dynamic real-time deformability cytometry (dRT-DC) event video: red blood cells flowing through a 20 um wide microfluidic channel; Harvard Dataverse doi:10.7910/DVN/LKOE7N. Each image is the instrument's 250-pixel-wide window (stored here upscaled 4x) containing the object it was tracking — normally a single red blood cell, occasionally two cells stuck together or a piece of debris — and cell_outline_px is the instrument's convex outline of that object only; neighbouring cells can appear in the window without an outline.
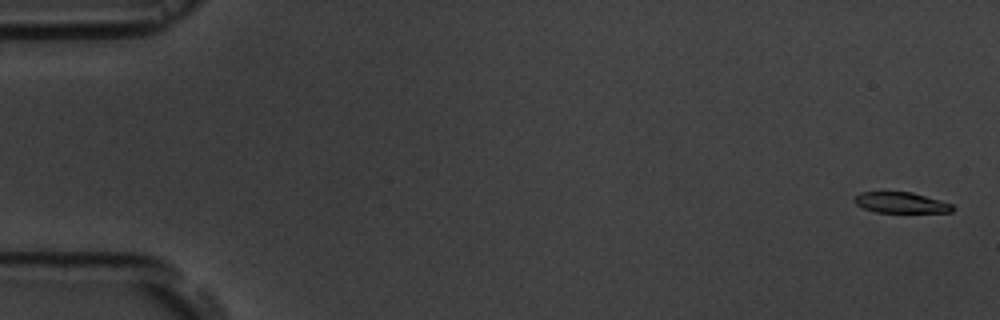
{"species": "common noctule bat (a hibernating species)", "species_latin": "Nyctalus noctula", "temperature_condition": "room temperature", "stored_images_in_passage": 6, "camera_frame_rate_fps": 3000, "um_per_image_px": 0.085, "animal": {"sex": "male", "body_mass_g": 19.5, "forearm_length_mm": 54.6}, "frame": {"image": 1, "passage_image": 1, "time_ms": 0.0, "image_size_px": [1000, 320], "cell_outline_px": [[956, 208], [952, 212], [876, 212], [864, 208], [856, 204], [852, 200], [860, 192], [912, 192], [940, 200], [952, 204]], "centroid_in_image_um": [76.6, 17.22], "position_along_channel_um": 8.4, "area_um2": 11.85}}